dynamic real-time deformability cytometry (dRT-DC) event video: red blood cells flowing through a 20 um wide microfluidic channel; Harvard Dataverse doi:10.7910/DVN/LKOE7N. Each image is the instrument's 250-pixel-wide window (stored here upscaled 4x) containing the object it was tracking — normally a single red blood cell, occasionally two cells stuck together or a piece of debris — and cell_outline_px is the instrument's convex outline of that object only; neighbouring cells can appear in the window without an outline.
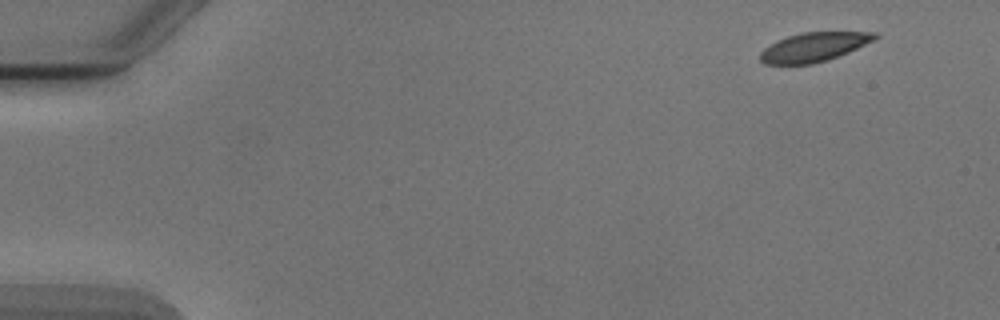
{"species": "Egyptian fruit bat (a non-hibernating species)", "species_latin": "Rousettus aegyptiacus", "temperature_condition": "cold", "stored_images_in_passage": 5, "camera_frame_rate_fps": 3000, "um_per_image_px": 0.085, "animal": {"sex": "male"}, "frame": {"image": 1, "passage_image": 1, "time_ms": 0.0, "image_size_px": [1000, 320], "cell_outline_px": [[880, 36], [848, 52], [828, 60], [812, 64], [764, 64], [760, 60], [760, 52], [764, 48], [776, 40], [800, 32], [880, 32]], "centroid_in_image_um": [69.15, 3.99], "position_along_channel_um": 15.8, "area_um2": 19.42}}
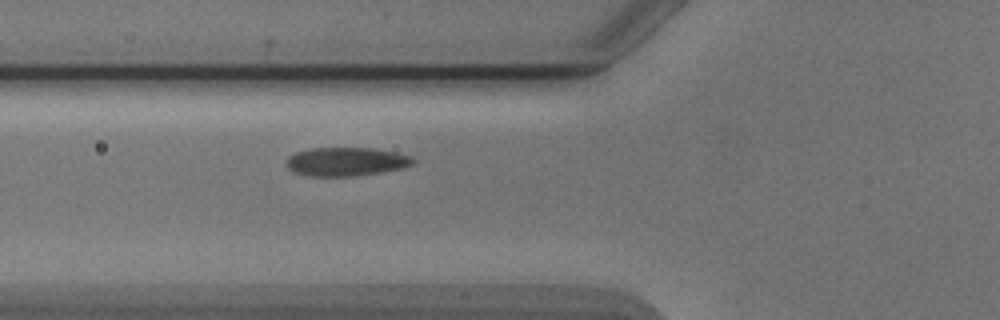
{"frame": {"image": 2, "passage_image": 5, "time_ms": 5.333, "image_size_px": [1000, 320], "cell_outline_px": [[416, 164], [400, 168], [380, 172], [356, 176], [312, 176], [296, 172], [288, 168], [284, 160], [288, 156], [296, 152], [312, 148], [372, 148], [412, 156], [416, 160]], "centroid_in_image_um": [29.42, 13.74], "position_along_channel_um": 96.4, "area_um2": 21.1}}